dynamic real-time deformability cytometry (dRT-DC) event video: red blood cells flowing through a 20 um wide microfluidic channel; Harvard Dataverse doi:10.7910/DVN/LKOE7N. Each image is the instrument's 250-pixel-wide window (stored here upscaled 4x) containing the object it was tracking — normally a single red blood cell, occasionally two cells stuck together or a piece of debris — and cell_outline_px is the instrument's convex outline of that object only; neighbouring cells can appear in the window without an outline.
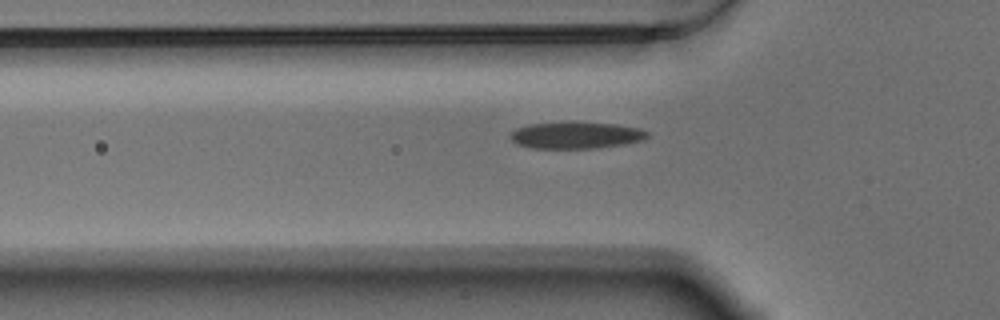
{"species": "Egyptian fruit bat (a non-hibernating species)", "species_latin": "Rousettus aegyptiacus", "temperature_condition": "warm", "stored_images_in_passage": 42, "camera_frame_rate_fps": 3000, "um_per_image_px": 0.085, "animal": {"sex": "male"}, "frame": {"image": 1, "passage_image": 6, "time_ms": 1.667, "image_size_px": [1000, 320], "cell_outline_px": [[648, 136], [644, 140], [624, 144], [596, 148], [532, 148], [516, 144], [512, 140], [512, 132], [516, 128], [528, 124], [572, 120], [616, 124], [640, 128], [648, 132]], "centroid_in_image_um": [48.97, 11.46], "position_along_channel_um": 76.8, "area_um2": 21.85}}
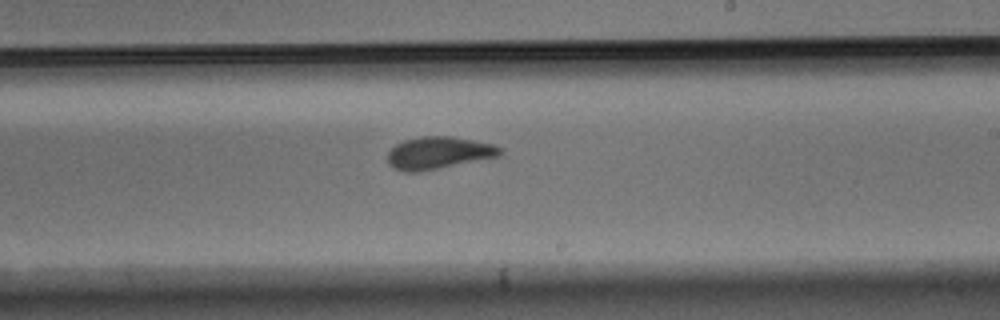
{"frame": {"image": 2, "passage_image": 21, "time_ms": 6.667, "image_size_px": [1000, 320], "cell_outline_px": [[504, 152], [500, 156], [420, 172], [404, 172], [392, 168], [388, 164], [388, 152], [396, 144], [404, 140], [424, 136], [452, 136], [492, 144], [500, 148]], "centroid_in_image_um": [37.26, 13.01], "position_along_channel_um": 251.7, "area_um2": 21.21}}
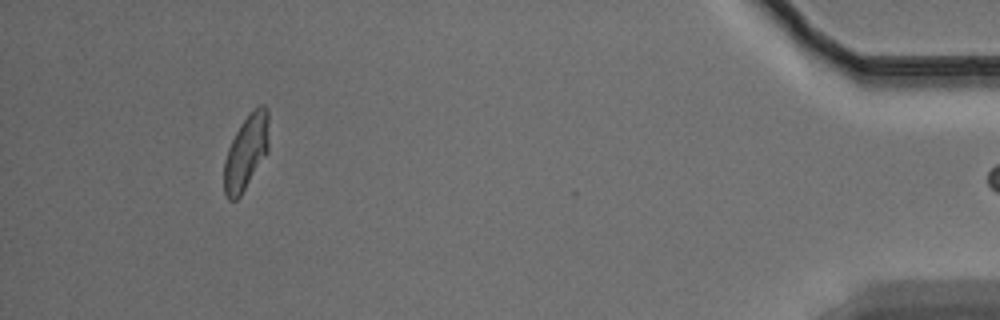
{"frame": {"image": 3, "passage_image": 41, "time_ms": 13.333, "image_size_px": [1000, 320], "cell_outline_px": [[268, 152], [240, 196], [236, 200], [228, 200], [224, 192], [224, 160], [228, 148], [240, 124], [260, 104], [264, 104], [268, 108]], "centroid_in_image_um": [20.92, 12.95], "position_along_channel_um": 414.3, "area_um2": 19.36}}